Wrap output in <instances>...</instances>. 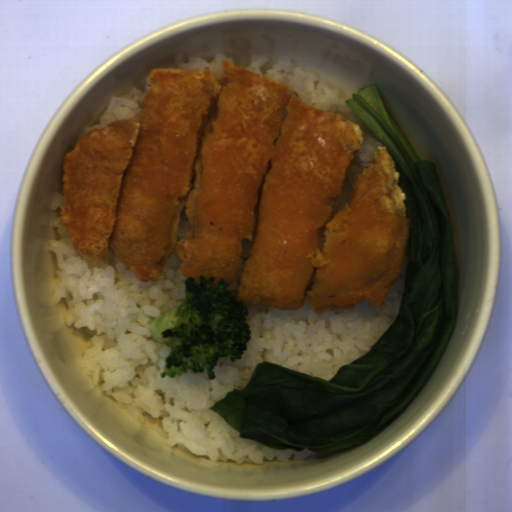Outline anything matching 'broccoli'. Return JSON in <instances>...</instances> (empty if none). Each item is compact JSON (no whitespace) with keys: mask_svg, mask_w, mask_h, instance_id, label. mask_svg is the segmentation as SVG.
I'll return each mask as SVG.
<instances>
[{"mask_svg":"<svg viewBox=\"0 0 512 512\" xmlns=\"http://www.w3.org/2000/svg\"><path fill=\"white\" fill-rule=\"evenodd\" d=\"M185 277V299L168 312L156 316L150 333L158 343L168 344L160 378L182 377L206 372L209 380L216 379L215 367L221 358L231 363L243 359L251 340L250 324L246 321L250 306L233 296L224 278L215 285V276Z\"/></svg>","mask_w":512,"mask_h":512,"instance_id":"1706d50b","label":"broccoli"}]
</instances>
